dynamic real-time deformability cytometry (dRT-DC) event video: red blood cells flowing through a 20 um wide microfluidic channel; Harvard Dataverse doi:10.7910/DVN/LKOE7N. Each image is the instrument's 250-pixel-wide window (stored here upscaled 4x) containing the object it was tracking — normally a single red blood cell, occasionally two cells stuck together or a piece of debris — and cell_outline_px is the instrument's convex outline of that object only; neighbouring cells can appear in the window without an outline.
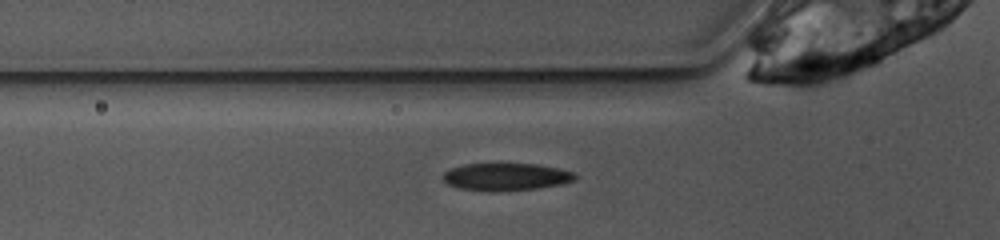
{"species": "common noctule bat (a hibernating species)", "species_latin": "Nyctalus noctula", "temperature_condition": "warm", "stored_images_in_passage": 38, "camera_frame_rate_fps": 3000, "um_per_image_px": 0.085, "animal": {"sex": "female", "body_mass_g": 10.0, "forearm_length_mm": 53.1}, "frame": {"image": 1, "passage_image": 3, "time_ms": 0.667, "image_size_px": [1000, 240], "cell_outline_px": [[576, 180], [560, 184], [540, 188], [456, 188], [448, 184], [440, 176], [444, 172], [452, 168], [464, 164], [536, 164], [560, 168], [572, 172], [576, 176]], "centroid_in_image_um": [43.03, 14.97], "position_along_channel_um": 82.8, "area_um2": 20.06}}
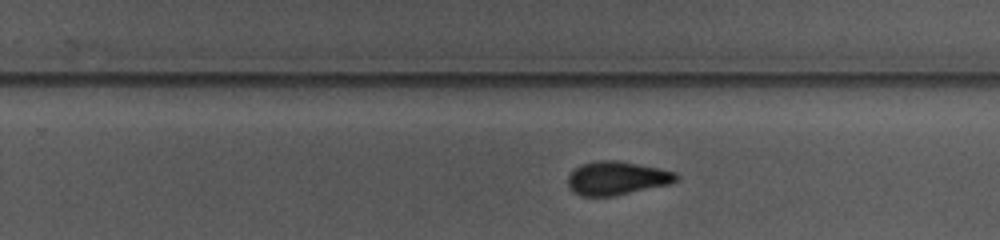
{"frame": {"image": 2, "passage_image": 18, "time_ms": 5.667, "image_size_px": [1000, 240], "cell_outline_px": [[680, 176], [676, 180], [668, 184], [616, 196], [580, 196], [572, 192], [568, 188], [568, 176], [580, 164], [596, 160], [616, 160], [676, 172]], "centroid_in_image_um": [52.38, 15.15], "position_along_channel_um": 277.4, "area_um2": 21.15}}
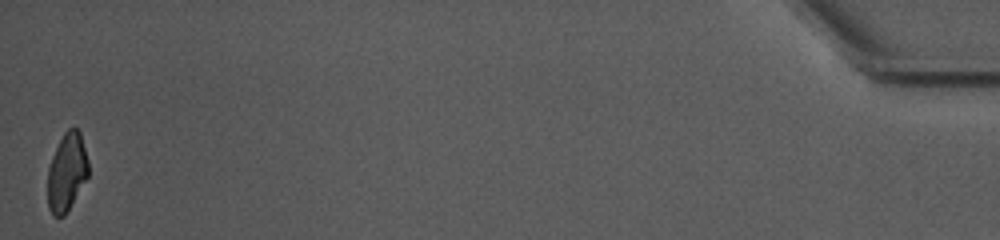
{"frame": {"image": 3, "passage_image": 38, "time_ms": 12.333, "image_size_px": [1000, 240], "cell_outline_px": [[88, 176], [64, 216], [52, 216], [48, 208], [48, 168], [52, 156], [64, 132], [68, 128], [76, 128], [80, 132], [88, 160]], "centroid_in_image_um": [5.67, 14.63], "position_along_channel_um": 429.5, "area_um2": 18.32}, "authors_computed_cell_mechanics": {"area_um2": 20.9525, "velocity_mm_per_s": 3.8795, "shape_relaxation_time_tau1_ms": 3.8518, "shape_relaxation_time_tau2_ms": 2.3939, "deformation_change_tau1": 0.1707, "deformation_change_tau2": 0.0692}}